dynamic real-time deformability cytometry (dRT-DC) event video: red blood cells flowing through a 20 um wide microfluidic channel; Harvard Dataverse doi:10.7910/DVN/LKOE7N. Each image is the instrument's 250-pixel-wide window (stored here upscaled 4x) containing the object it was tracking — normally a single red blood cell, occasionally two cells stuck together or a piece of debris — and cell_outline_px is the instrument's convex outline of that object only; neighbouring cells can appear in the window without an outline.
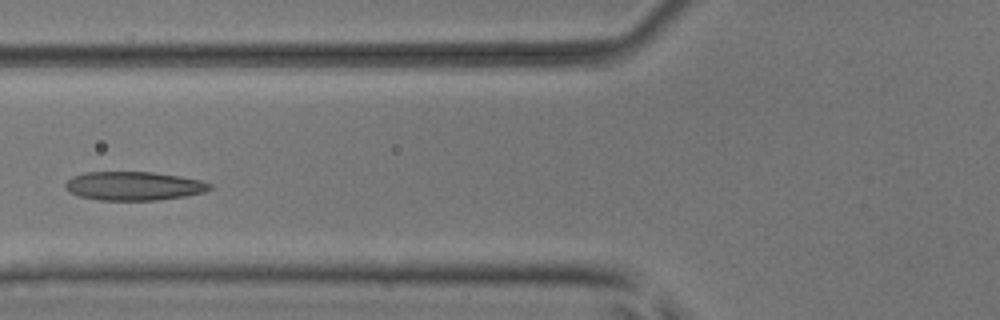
{"species": "common noctule bat (a hibernating species)", "species_latin": "Nyctalus noctula", "temperature_condition": "room temperature", "stored_images_in_passage": 6, "camera_frame_rate_fps": 3000, "um_per_image_px": 0.085, "animal": {"sex": "male", "body_mass_g": 17.9, "forearm_length_mm": 54.2}, "frame": {"image": 1, "passage_image": 5, "time_ms": 1.333, "image_size_px": [1000, 320], "cell_outline_px": [[212, 188], [204, 192], [184, 196], [156, 200], [100, 200], [80, 196], [68, 192], [64, 188], [64, 184], [72, 176], [84, 172], [152, 172], [180, 176], [200, 180], [212, 184]], "centroid_in_image_um": [11.34, 15.8], "position_along_channel_um": 114.5, "area_um2": 24.22}}
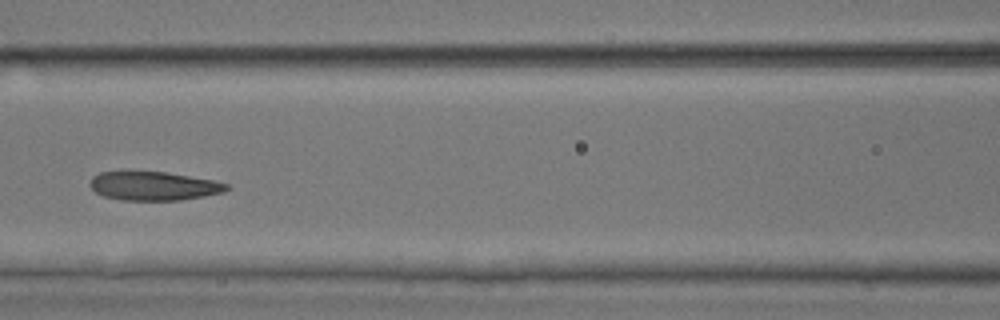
{"frame": {"image": 2, "passage_image": 6, "time_ms": 1.667, "image_size_px": [1000, 320], "cell_outline_px": [[232, 188], [224, 192], [204, 196], [180, 200], [120, 200], [104, 196], [96, 192], [88, 184], [92, 176], [100, 172], [168, 172], [212, 180], [228, 184]], "centroid_in_image_um": [13.07, 15.81], "position_along_channel_um": 153.5, "area_um2": 22.89}}